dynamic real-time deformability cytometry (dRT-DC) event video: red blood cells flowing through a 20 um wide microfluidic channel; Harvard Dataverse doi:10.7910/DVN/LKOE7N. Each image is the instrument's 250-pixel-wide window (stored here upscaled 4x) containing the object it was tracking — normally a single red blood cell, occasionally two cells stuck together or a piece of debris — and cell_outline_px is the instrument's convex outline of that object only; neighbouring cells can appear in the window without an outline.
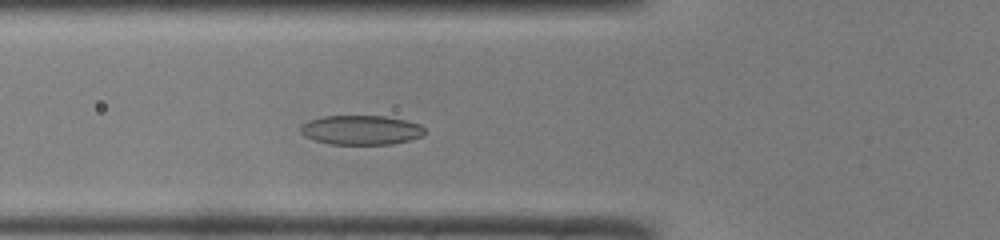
{"species": "common noctule bat (a hibernating species)", "species_latin": "Nyctalus noctula", "temperature_condition": "room temperature", "stored_images_in_passage": 26, "camera_frame_rate_fps": 3000, "um_per_image_px": 0.085, "animal": {"sex": "male", "body_mass_g": 19.0, "forearm_length_mm": 50.8}, "frame": {"image": 1, "passage_image": 9, "time_ms": 2.667, "image_size_px": [1000, 240], "cell_outline_px": [[424, 136], [392, 144], [328, 144], [304, 136], [300, 132], [300, 124], [308, 120], [324, 116], [384, 116], [408, 120], [420, 124], [424, 128]], "centroid_in_image_um": [30.68, 11.04], "position_along_channel_um": 95.1, "area_um2": 21.44}}
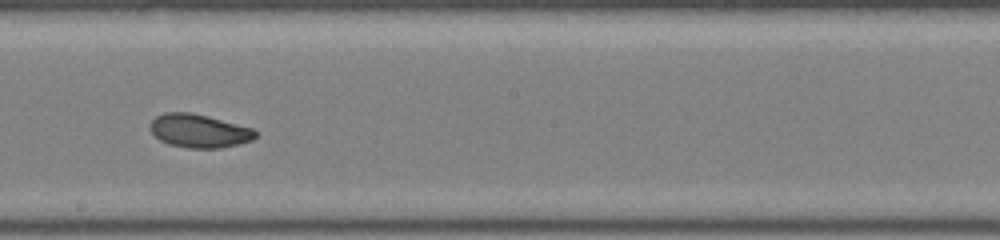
{"frame": {"image": 2, "passage_image": 19, "time_ms": 6.0, "image_size_px": [1000, 240], "cell_outline_px": [[256, 136], [252, 140], [220, 148], [188, 148], [168, 144], [160, 140], [148, 128], [152, 120], [156, 116], [164, 112], [192, 112], [208, 116], [252, 128], [256, 132]], "centroid_in_image_um": [16.88, 11.12], "position_along_channel_um": 231.3, "area_um2": 20.46}}
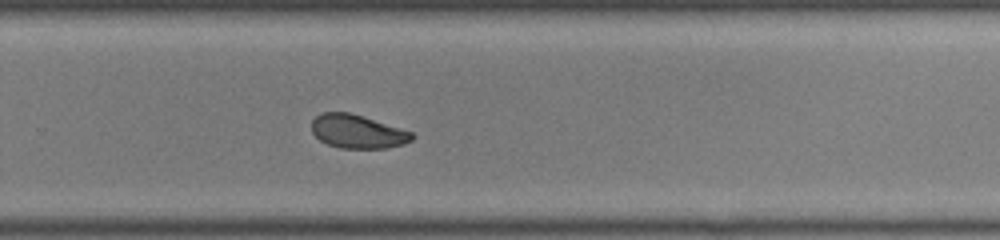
{"frame": {"image": 3, "passage_image": 24, "time_ms": 7.667, "image_size_px": [1000, 240], "cell_outline_px": [[416, 136], [412, 140], [404, 144], [388, 148], [340, 148], [328, 144], [320, 140], [312, 132], [312, 120], [320, 112], [348, 112], [400, 128], [412, 132]], "centroid_in_image_um": [30.39, 11.19], "position_along_channel_um": 299.4, "area_um2": 19.54}}